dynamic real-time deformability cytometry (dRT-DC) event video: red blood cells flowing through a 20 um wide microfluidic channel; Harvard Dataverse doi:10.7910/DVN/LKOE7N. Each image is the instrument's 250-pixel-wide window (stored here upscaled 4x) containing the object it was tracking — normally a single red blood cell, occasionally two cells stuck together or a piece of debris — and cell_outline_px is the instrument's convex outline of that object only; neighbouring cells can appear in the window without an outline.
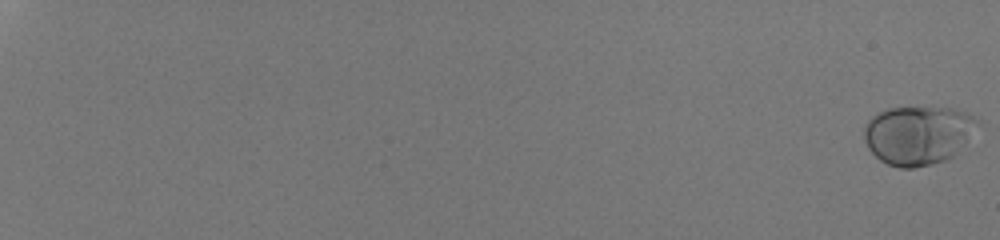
{"species": "human", "species_latin": "Homo sapiens", "temperature_condition": "room temperature", "stored_images_in_passage": 56, "camera_frame_rate_fps": 3000, "um_per_image_px": 0.085, "donor": {"sex": "male"}, "frame": {"image": 1, "passage_image": 1, "time_ms": 0.0, "image_size_px": [1000, 240], "cell_outline_px": [[980, 120], [964, 144], [952, 156], [944, 160], [932, 164], [912, 168], [900, 168], [888, 164], [880, 160], [868, 148], [864, 140], [864, 128], [868, 120], [872, 116], [888, 108], [952, 108], [968, 112]], "centroid_in_image_um": [78.01, 11.48], "position_along_channel_um": 7.0, "area_um2": 38.61}}
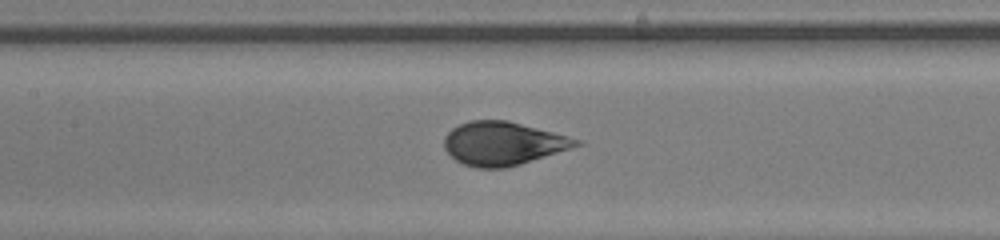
{"frame": {"image": 2, "passage_image": 33, "time_ms": 10.667, "image_size_px": [1000, 240], "cell_outline_px": [[584, 144], [572, 148], [520, 164], [504, 168], [476, 168], [464, 164], [456, 160], [444, 148], [444, 136], [452, 128], [468, 120], [508, 120], [568, 136], [580, 140]], "centroid_in_image_um": [42.75, 12.19], "position_along_channel_um": 164.7, "area_um2": 33.35}}
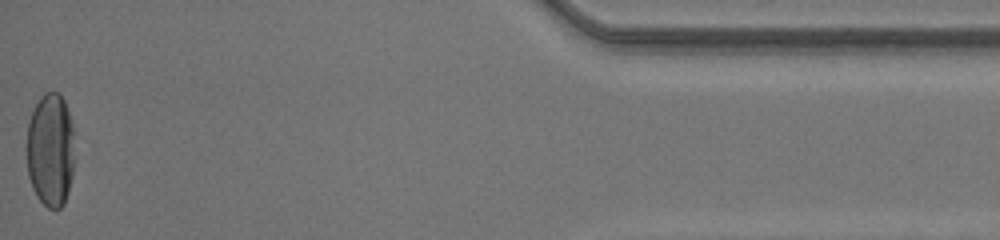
{"frame": {"image": 3, "passage_image": 56, "time_ms": 18.333, "image_size_px": [1000, 240], "cell_outline_px": [[72, 176], [68, 192], [64, 204], [60, 208], [48, 208], [36, 196], [32, 188], [28, 176], [28, 124], [32, 112], [40, 96], [44, 92], [60, 92], [64, 100], [72, 124]], "centroid_in_image_um": [4.28, 12.74], "position_along_channel_um": 430.9, "area_um2": 31.33}, "authors_computed_cell_mechanics": {"area_um2": 34.68, "velocity_mm_per_s": 4.2235, "shape_relaxation_time_tau1_ms": 3.8523, "shape_relaxation_time_tau2_ms": null, "deformation_change_tau1": 0.1888, "deformation_change_tau2": null}}